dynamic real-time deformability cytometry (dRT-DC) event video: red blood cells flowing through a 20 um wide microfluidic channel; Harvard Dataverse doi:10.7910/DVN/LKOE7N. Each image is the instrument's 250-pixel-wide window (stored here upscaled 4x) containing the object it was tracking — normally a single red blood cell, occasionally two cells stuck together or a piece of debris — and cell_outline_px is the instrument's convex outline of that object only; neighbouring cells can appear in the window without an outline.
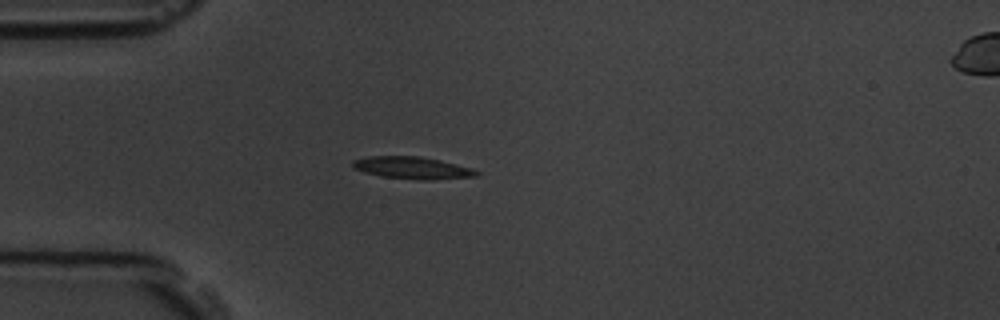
{"species": "common noctule bat (a hibernating species)", "species_latin": "Nyctalus noctula", "temperature_condition": "room temperature", "stored_images_in_passage": 3, "camera_frame_rate_fps": 3000, "um_per_image_px": 0.085, "animal": {"sex": "male", "body_mass_g": 19.5, "forearm_length_mm": 54.6}, "frame": {"image": 1, "passage_image": 2, "time_ms": 1.0, "image_size_px": [1000, 320], "cell_outline_px": [[480, 172], [476, 176], [432, 180], [420, 180], [380, 176], [364, 172], [352, 168], [352, 160], [368, 156], [420, 156], [440, 160], [472, 168]], "centroid_in_image_um": [35.02, 14.26], "position_along_channel_um": 50.0, "area_um2": 16.07}}